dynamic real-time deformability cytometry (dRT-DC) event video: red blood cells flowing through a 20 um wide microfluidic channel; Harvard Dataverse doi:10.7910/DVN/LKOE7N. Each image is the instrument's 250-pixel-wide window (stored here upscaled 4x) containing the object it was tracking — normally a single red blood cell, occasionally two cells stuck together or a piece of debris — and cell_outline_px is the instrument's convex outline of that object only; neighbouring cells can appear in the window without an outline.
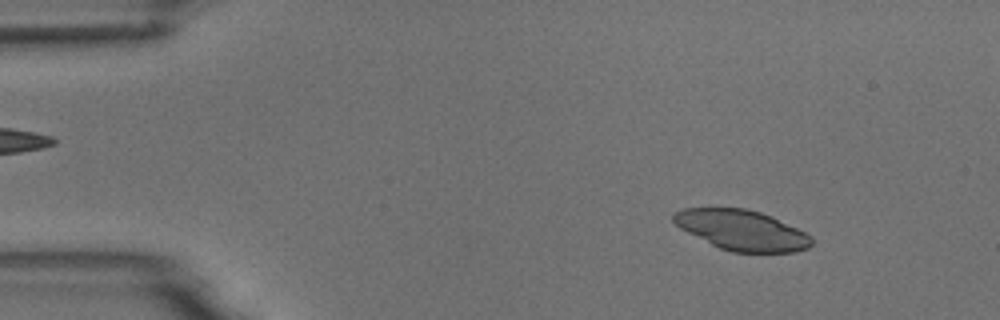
{"species": "common noctule bat (a hibernating species)", "species_latin": "Nyctalus noctula", "temperature_condition": "room temperature", "stored_images_in_passage": 4, "camera_frame_rate_fps": 3000, "um_per_image_px": 0.085, "animal": {"sex": "male", "body_mass_g": 18.8}, "frame": {"image": 1, "passage_image": 1, "time_ms": 0.0, "image_size_px": [1000, 320], "cell_outline_px": [[812, 244], [808, 248], [796, 252], [732, 252], [720, 248], [680, 228], [672, 220], [672, 212], [684, 208], [744, 208], [760, 212], [772, 216], [812, 236]], "centroid_in_image_um": [63.05, 19.55], "position_along_channel_um": 21.9, "area_um2": 32.19}}